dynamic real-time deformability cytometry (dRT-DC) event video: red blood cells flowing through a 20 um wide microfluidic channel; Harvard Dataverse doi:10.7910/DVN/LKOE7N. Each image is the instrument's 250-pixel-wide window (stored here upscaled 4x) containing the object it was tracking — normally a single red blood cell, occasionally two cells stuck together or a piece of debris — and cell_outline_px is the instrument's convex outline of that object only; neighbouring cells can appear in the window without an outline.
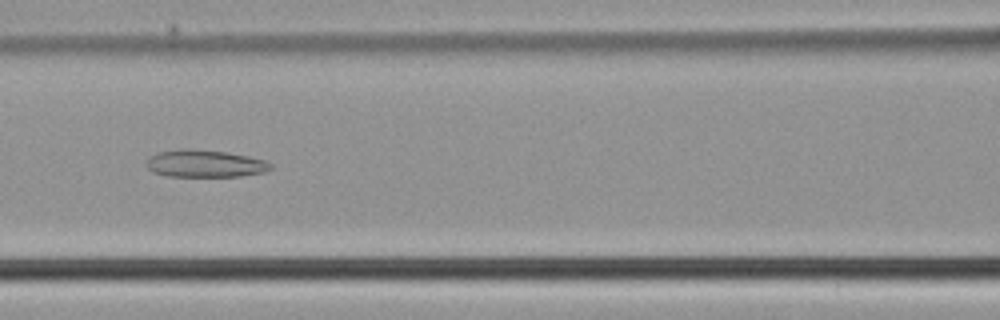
{"species": "common noctule bat (a hibernating species)", "species_latin": "Nyctalus noctula", "temperature_condition": "cold", "stored_images_in_passage": 46, "camera_frame_rate_fps": 3000, "um_per_image_px": 0.085, "animal": {"sex": "male", "body_mass_g": 21.5, "forearm_length_mm": 52.0}, "frame": {"image": 1, "passage_image": 21, "time_ms": 6.667, "image_size_px": [1000, 320], "cell_outline_px": [[272, 168], [264, 172], [240, 176], [168, 176], [152, 172], [148, 168], [148, 156], [160, 152], [180, 148], [188, 148], [228, 152], [248, 156], [264, 160], [272, 164]], "centroid_in_image_um": [17.42, 13.89], "position_along_channel_um": 149.2, "area_um2": 19.77}}
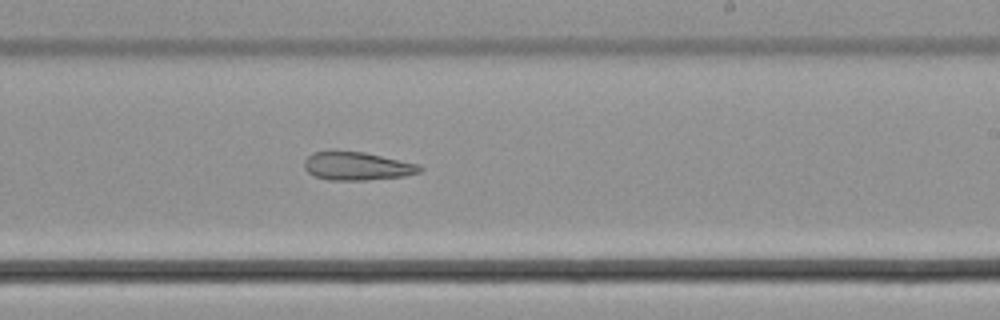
{"frame": {"image": 2, "passage_image": 29, "time_ms": 9.333, "image_size_px": [1000, 320], "cell_outline_px": [[424, 168], [420, 172], [404, 176], [364, 180], [328, 180], [316, 176], [308, 172], [304, 168], [304, 160], [312, 152], [328, 148], [364, 152], [420, 164]], "centroid_in_image_um": [30.3, 14.08], "position_along_channel_um": 258.7, "area_um2": 19.59}}
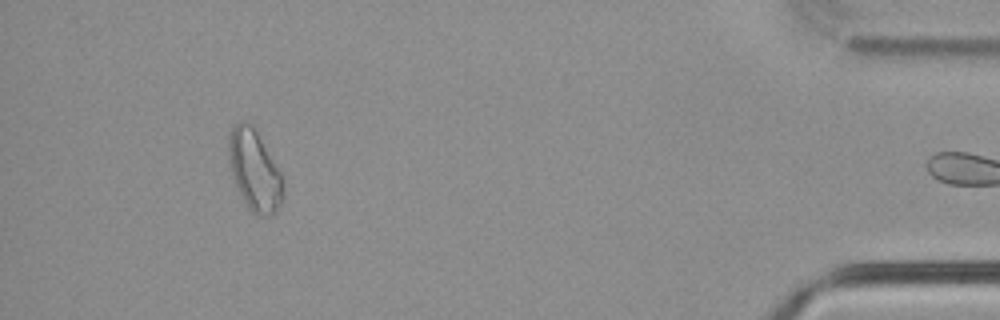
{"frame": {"image": 3, "passage_image": 45, "time_ms": 14.667, "image_size_px": [1000, 320], "cell_outline_px": [[284, 196], [276, 212], [272, 216], [256, 216], [248, 208], [236, 188], [228, 156], [228, 132], [232, 124], [240, 120], [244, 120], [252, 124], [256, 128], [280, 172], [284, 192]], "centroid_in_image_um": [21.61, 14.45], "position_along_channel_um": 413.6, "area_um2": 26.13}}